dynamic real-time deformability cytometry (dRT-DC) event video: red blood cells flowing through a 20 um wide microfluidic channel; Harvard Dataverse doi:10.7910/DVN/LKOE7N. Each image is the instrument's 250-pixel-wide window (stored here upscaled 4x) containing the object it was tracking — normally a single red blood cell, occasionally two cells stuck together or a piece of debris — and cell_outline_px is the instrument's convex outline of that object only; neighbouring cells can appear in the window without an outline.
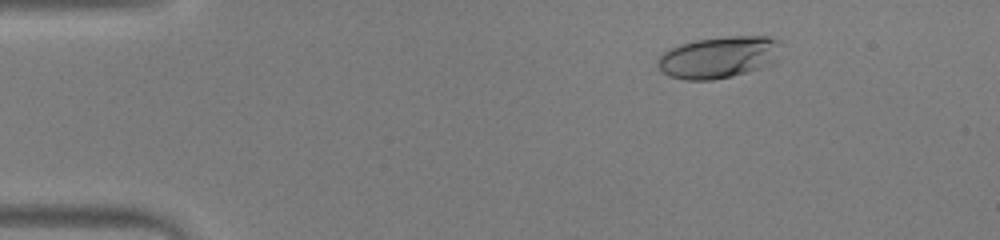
{"species": "human", "species_latin": "Homo sapiens", "temperature_condition": "warm", "stored_images_in_passage": 49, "camera_frame_rate_fps": 3000, "um_per_image_px": 0.085, "donor": {"sex": "male"}, "frame": {"image": 1, "passage_image": 8, "time_ms": 2.333, "image_size_px": [1000, 240], "cell_outline_px": [[780, 44], [776, 64], [732, 76], [712, 80], [684, 80], [668, 76], [660, 72], [656, 64], [656, 60], [664, 52], [680, 44], [696, 40], [728, 36], [768, 36], [776, 40]], "centroid_in_image_um": [61.08, 4.88], "position_along_channel_um": 23.9, "area_um2": 30.29}}
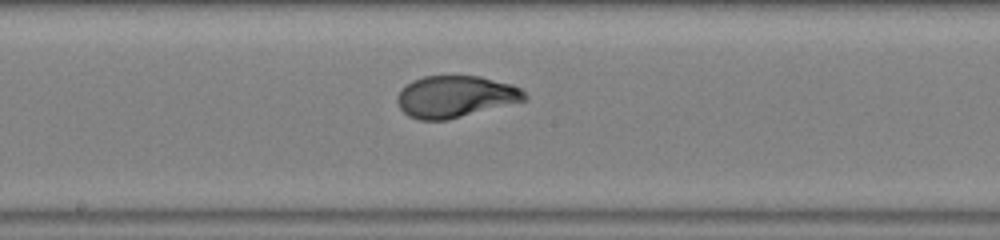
{"frame": {"image": 2, "passage_image": 27, "time_ms": 8.667, "image_size_px": [1000, 240], "cell_outline_px": [[528, 100], [448, 120], [420, 120], [408, 116], [400, 108], [396, 100], [396, 96], [400, 88], [412, 80], [424, 76], [480, 76], [512, 84], [520, 88], [528, 96]], "centroid_in_image_um": [38.7, 8.21], "position_along_channel_um": 209.5, "area_um2": 31.33}}
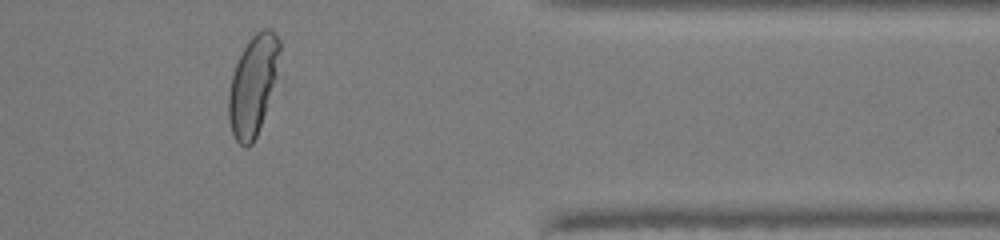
{"frame": {"image": 3, "passage_image": 41, "time_ms": 13.333, "image_size_px": [1000, 240], "cell_outline_px": [[284, 80], [252, 144], [248, 148], [244, 148], [236, 140], [232, 132], [228, 120], [228, 92], [232, 76], [236, 64], [248, 40], [260, 28], [272, 28], [276, 32], [280, 40]], "centroid_in_image_um": [21.66, 7.23], "position_along_channel_um": 389.7, "area_um2": 32.31}, "authors_computed_cell_mechanics": {"area_um2": 31.3276, "velocity_mm_per_s": 4.2787, "shape_relaxation_time_tau1_ms": 4.0048, "shape_relaxation_time_tau2_ms": null, "deformation_change_tau1": 0.2423, "deformation_change_tau2": null}}